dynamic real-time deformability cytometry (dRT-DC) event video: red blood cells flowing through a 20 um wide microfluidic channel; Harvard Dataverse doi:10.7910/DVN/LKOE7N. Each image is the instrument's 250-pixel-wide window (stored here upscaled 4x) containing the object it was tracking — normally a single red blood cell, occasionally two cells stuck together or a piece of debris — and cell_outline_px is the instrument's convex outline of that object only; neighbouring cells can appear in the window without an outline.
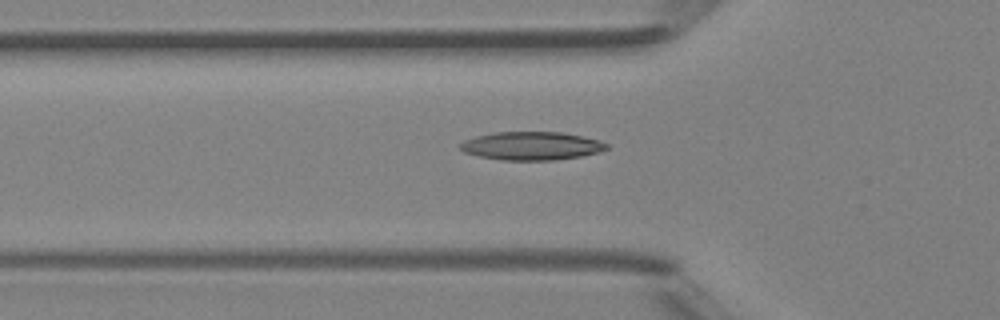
{"species": "Egyptian fruit bat (a non-hibernating species)", "species_latin": "Rousettus aegyptiacus", "temperature_condition": "room temperature", "stored_images_in_passage": 35, "camera_frame_rate_fps": 3000, "um_per_image_px": 0.085, "animal": {"sex": "female"}, "frame": {"image": 1, "passage_image": 9, "time_ms": 2.667, "image_size_px": [1000, 320], "cell_outline_px": [[608, 148], [596, 152], [580, 156], [556, 160], [500, 160], [480, 156], [464, 152], [460, 148], [460, 144], [464, 140], [476, 136], [496, 132], [560, 132], [600, 140], [608, 144]], "centroid_in_image_um": [45.16, 12.4], "position_along_channel_um": 80.6, "area_um2": 23.93}}
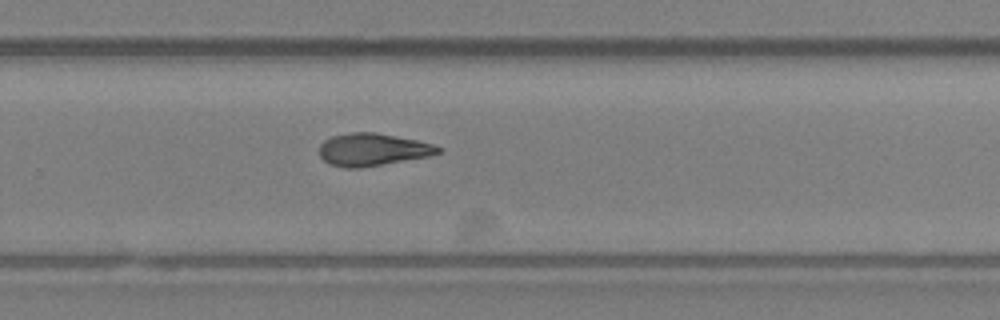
{"frame": {"image": 2, "passage_image": 24, "time_ms": 7.667, "image_size_px": [1000, 320], "cell_outline_px": [[440, 152], [428, 156], [360, 168], [348, 168], [332, 164], [324, 160], [320, 156], [320, 144], [324, 140], [332, 136], [352, 132], [376, 132], [416, 140], [432, 144], [440, 148]], "centroid_in_image_um": [31.64, 12.7], "position_along_channel_um": 298.2, "area_um2": 22.14}}
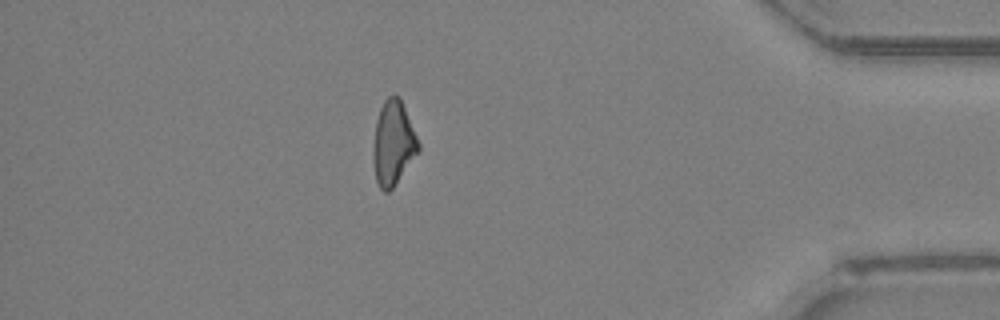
{"frame": {"image": 3, "passage_image": 34, "time_ms": 11.0, "image_size_px": [1000, 320], "cell_outline_px": [[420, 148], [392, 188], [388, 192], [384, 192], [380, 188], [376, 180], [372, 156], [372, 152], [376, 120], [380, 108], [384, 100], [388, 96], [400, 96], [420, 144]], "centroid_in_image_um": [33.4, 12.14], "position_along_channel_um": 401.8, "area_um2": 21.96}}